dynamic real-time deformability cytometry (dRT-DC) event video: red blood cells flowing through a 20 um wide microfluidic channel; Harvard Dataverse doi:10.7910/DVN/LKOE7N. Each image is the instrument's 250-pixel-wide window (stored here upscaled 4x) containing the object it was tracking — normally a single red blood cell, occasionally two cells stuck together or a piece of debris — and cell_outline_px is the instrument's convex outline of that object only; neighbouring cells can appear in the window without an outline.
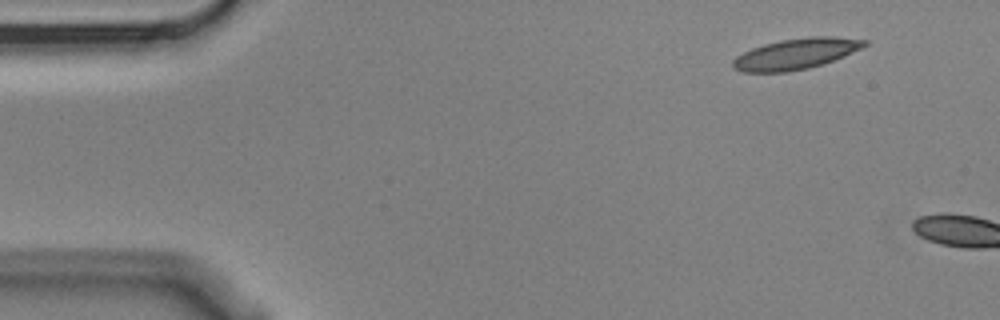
{"species": "Egyptian fruit bat (a non-hibernating species)", "species_latin": "Rousettus aegyptiacus", "temperature_condition": "cold", "stored_images_in_passage": 2, "camera_frame_rate_fps": 3000, "um_per_image_px": 0.085, "animal": {"sex": "male"}, "frame": {"image": 1, "passage_image": 1, "time_ms": 0.0, "image_size_px": [1000, 320], "cell_outline_px": [[868, 44], [844, 56], [824, 64], [808, 68], [788, 72], [740, 72], [732, 68], [732, 60], [736, 56], [752, 48], [764, 44], [780, 40], [808, 36], [836, 36], [868, 40]], "centroid_in_image_um": [67.64, 4.57], "position_along_channel_um": 17.4, "area_um2": 23.81}}